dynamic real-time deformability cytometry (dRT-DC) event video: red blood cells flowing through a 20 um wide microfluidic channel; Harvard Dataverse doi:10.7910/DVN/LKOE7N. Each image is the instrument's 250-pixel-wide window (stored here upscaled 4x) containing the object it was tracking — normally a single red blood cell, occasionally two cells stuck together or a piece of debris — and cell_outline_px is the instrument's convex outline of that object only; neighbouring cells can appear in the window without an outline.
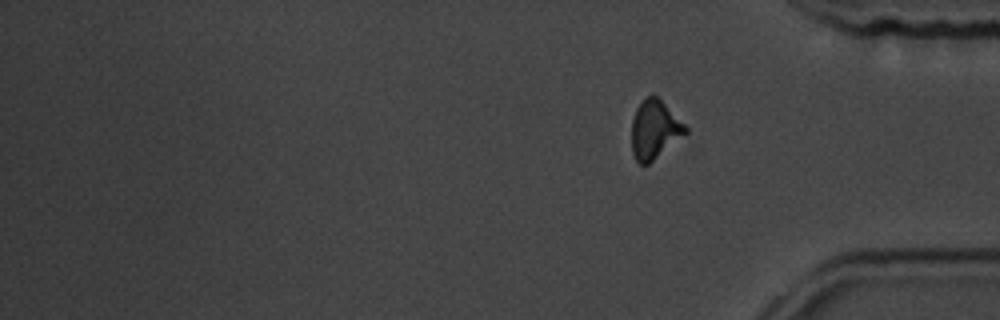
{"species": "common noctule bat (a hibernating species)", "species_latin": "Nyctalus noctula", "temperature_condition": "room temperature", "stored_images_in_passage": 16, "camera_frame_rate_fps": 3000, "um_per_image_px": 0.085, "animal": {"sex": "male", "body_mass_g": 19.5, "forearm_length_mm": 54.6}, "frame": {"image": 1, "passage_image": 16, "time_ms": 19.333, "image_size_px": [1000, 320], "cell_outline_px": [[688, 132], [648, 164], [640, 164], [636, 160], [632, 152], [632, 120], [636, 108], [652, 92], [688, 128]], "centroid_in_image_um": [55.62, 11.02], "position_along_channel_um": 379.6, "area_um2": 17.98}}